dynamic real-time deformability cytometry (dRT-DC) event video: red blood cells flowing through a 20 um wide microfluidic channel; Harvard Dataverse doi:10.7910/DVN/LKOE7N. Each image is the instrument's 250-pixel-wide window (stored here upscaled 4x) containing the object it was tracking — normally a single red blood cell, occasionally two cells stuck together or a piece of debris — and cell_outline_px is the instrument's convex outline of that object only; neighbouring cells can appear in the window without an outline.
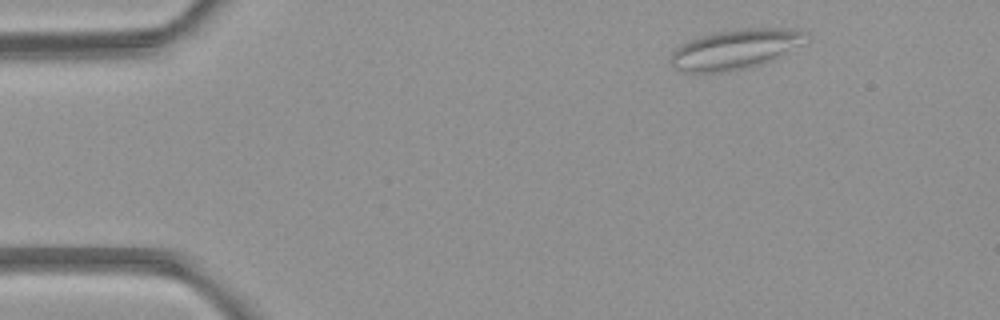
{"species": "common noctule bat (a hibernating species)", "species_latin": "Nyctalus noctula", "temperature_condition": "room temperature", "stored_images_in_passage": 4, "camera_frame_rate_fps": 3000, "um_per_image_px": 0.085, "animal": {"sex": "female", "body_mass_g": 21.9}, "frame": {"image": 1, "passage_image": 1, "time_ms": 0.0, "image_size_px": [1000, 320], "cell_outline_px": [[808, 32], [796, 44], [772, 60], [744, 68], [720, 72], [676, 72], [668, 64], [668, 60], [672, 52], [680, 44], [688, 40], [700, 36], [716, 32], [744, 28], [780, 28]], "centroid_in_image_um": [62.28, 4.2], "position_along_channel_um": 22.7, "area_um2": 30.75}}